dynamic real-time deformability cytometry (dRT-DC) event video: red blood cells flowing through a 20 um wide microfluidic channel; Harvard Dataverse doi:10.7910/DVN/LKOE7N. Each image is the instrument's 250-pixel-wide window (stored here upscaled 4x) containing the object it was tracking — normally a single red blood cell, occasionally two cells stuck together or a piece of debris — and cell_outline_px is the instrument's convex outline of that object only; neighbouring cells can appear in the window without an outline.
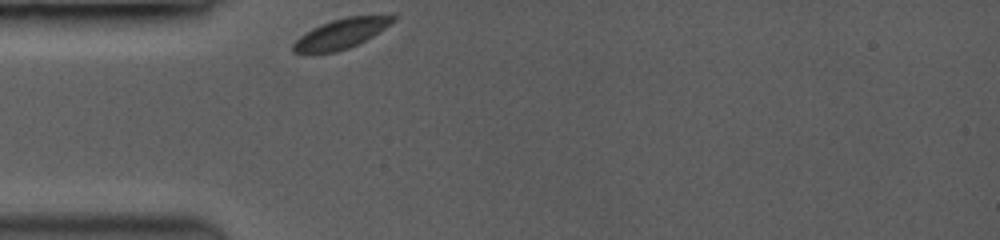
{"species": "common noctule bat (a hibernating species)", "species_latin": "Nyctalus noctula", "temperature_condition": "room temperature", "stored_images_in_passage": 8, "camera_frame_rate_fps": 3500, "um_per_image_px": 0.085, "animal": {"sex": "female", "body_mass_g": 19.0, "forearm_length_mm": 53.3}, "frame": {"image": 1, "passage_image": 1, "time_ms": 0.0, "image_size_px": [1000, 240], "cell_outline_px": [[396, 20], [372, 36], [348, 48], [336, 52], [292, 52], [292, 44], [304, 32], [320, 24], [332, 20], [348, 16], [396, 16]], "centroid_in_image_um": [28.95, 2.86], "position_along_channel_um": 56.1, "area_um2": 16.94}}
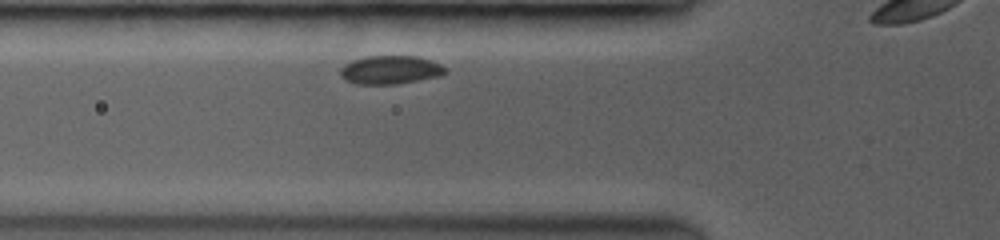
{"frame": {"image": 2, "passage_image": 4, "time_ms": 1.143, "image_size_px": [1000, 240], "cell_outline_px": [[448, 72], [440, 76], [396, 84], [356, 84], [344, 80], [340, 76], [340, 68], [344, 64], [352, 60], [368, 56], [420, 56], [432, 60], [448, 68]], "centroid_in_image_um": [33.19, 5.93], "position_along_channel_um": 92.6, "area_um2": 17.69}}